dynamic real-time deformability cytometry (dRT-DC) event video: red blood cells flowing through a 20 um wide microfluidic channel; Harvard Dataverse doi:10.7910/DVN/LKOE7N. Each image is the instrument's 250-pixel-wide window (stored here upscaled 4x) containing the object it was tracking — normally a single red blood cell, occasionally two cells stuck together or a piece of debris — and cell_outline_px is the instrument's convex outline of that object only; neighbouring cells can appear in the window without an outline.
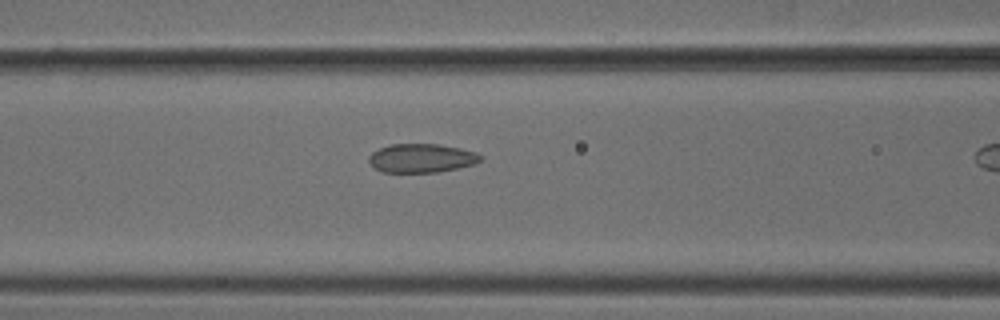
{"species": "common noctule bat (a hibernating species)", "species_latin": "Nyctalus noctula", "temperature_condition": "cold", "stored_images_in_passage": 25, "camera_frame_rate_fps": 3000, "um_per_image_px": 0.085, "animal": {"sex": "male", "body_mass_g": 18.8}, "frame": {"image": 1, "passage_image": 18, "time_ms": 5.667, "image_size_px": [1000, 320], "cell_outline_px": [[484, 160], [476, 164], [436, 172], [384, 172], [376, 168], [368, 160], [368, 156], [372, 152], [380, 148], [392, 144], [440, 144], [460, 148], [476, 152], [484, 156]], "centroid_in_image_um": [35.89, 13.43], "position_along_channel_um": 130.7, "area_um2": 18.79}}